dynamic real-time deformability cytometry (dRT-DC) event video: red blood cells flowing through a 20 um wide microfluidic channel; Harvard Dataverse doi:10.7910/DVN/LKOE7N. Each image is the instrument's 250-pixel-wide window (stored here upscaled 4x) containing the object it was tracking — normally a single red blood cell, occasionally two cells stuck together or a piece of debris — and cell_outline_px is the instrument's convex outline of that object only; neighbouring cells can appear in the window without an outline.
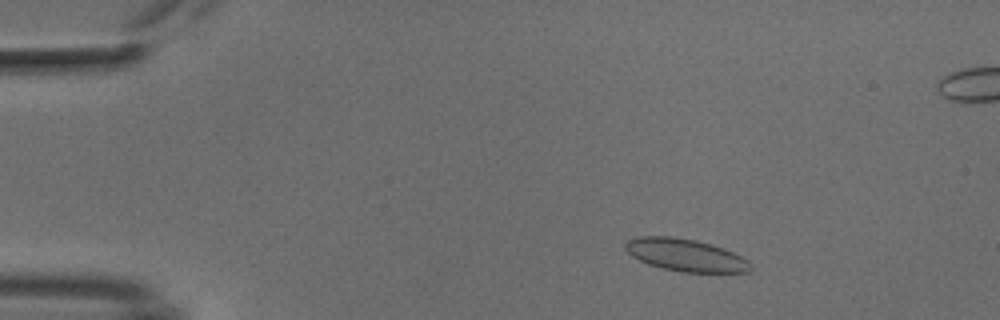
{"species": "common noctule bat (a hibernating species)", "species_latin": "Nyctalus noctula", "temperature_condition": "cold", "stored_images_in_passage": 54, "segment_of_instrument_passage": [1, 2], "camera_frame_rate_fps": 3000, "um_per_image_px": 0.085, "animal": {"sex": "male", "body_mass_g": 18.8}, "frame": {"image": 1, "passage_image": 8, "time_ms": 2.333, "image_size_px": [1000, 320], "cell_outline_px": [[752, 272], [680, 272], [648, 264], [632, 256], [624, 248], [624, 240], [636, 236], [672, 236], [696, 240], [712, 244], [724, 248], [748, 260], [752, 264]], "centroid_in_image_um": [58.25, 21.67], "position_along_channel_um": 26.7, "area_um2": 23.87}}
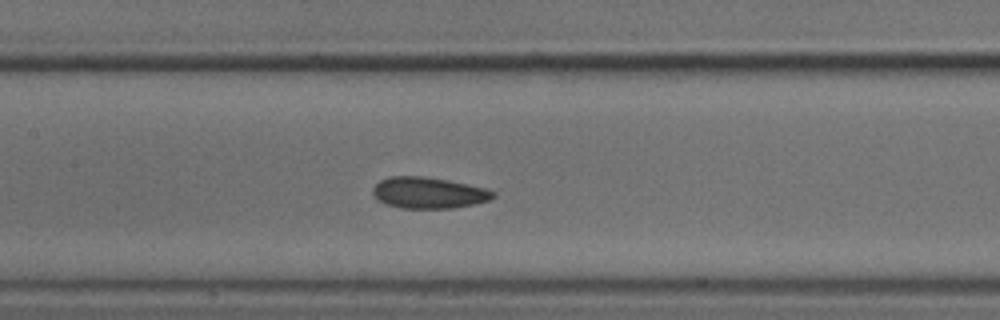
{"frame": {"image": 2, "passage_image": 25, "time_ms": 8.0, "image_size_px": [1000, 320], "cell_outline_px": [[496, 196], [488, 200], [472, 204], [452, 208], [400, 208], [384, 204], [372, 192], [372, 188], [380, 180], [388, 176], [424, 176], [448, 180], [484, 188], [496, 192]], "centroid_in_image_um": [36.4, 16.38], "position_along_channel_um": 171.0, "area_um2": 21.79}}
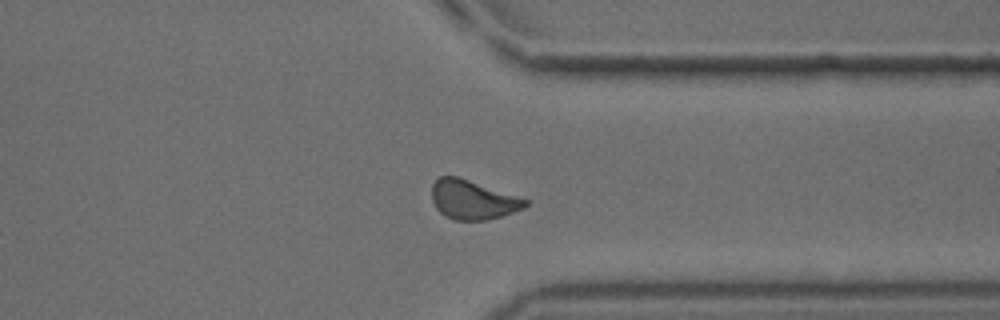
{"frame": {"image": 3, "passage_image": 41, "time_ms": 13.333, "image_size_px": [1000, 320], "cell_outline_px": [[528, 204], [524, 208], [500, 216], [484, 220], [456, 220], [444, 216], [436, 208], [432, 200], [432, 184], [440, 176], [456, 176], [528, 200]], "centroid_in_image_um": [40.14, 16.99], "position_along_channel_um": 371.3, "area_um2": 20.92}}